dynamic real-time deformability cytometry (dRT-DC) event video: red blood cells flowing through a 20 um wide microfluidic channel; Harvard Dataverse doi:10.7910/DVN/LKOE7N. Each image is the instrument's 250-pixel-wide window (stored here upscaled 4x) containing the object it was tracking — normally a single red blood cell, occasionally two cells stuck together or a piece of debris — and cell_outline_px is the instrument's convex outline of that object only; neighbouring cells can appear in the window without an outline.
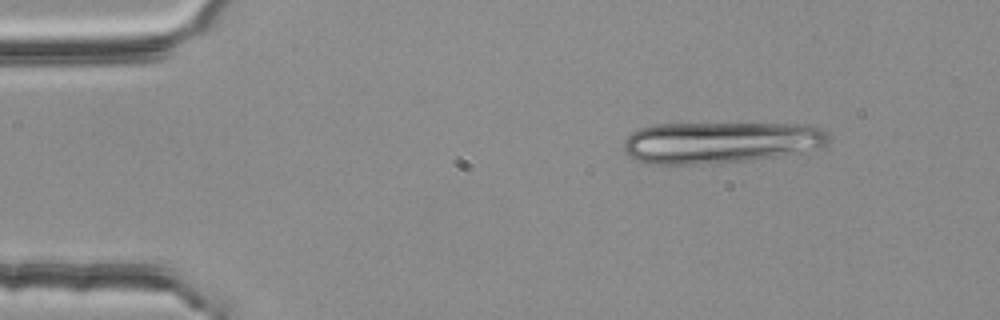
{"species": "common noctule bat (a hibernating species)", "species_latin": "Nyctalus noctula", "temperature_condition": "room temperature", "stored_images_in_passage": 3, "camera_frame_rate_fps": 3000, "um_per_image_px": 0.085, "animal": {"sex": "female", "body_mass_g": 25.1}, "frame": {"image": 1, "passage_image": 1, "time_ms": 0.0, "image_size_px": [1000, 320], "cell_outline_px": [[832, 136], [820, 148], [800, 152], [776, 156], [748, 160], [704, 164], [648, 164], [636, 160], [624, 152], [624, 140], [632, 132], [640, 128], [652, 124], [808, 124], [820, 128]], "centroid_in_image_um": [61.21, 12.1], "position_along_channel_um": 23.8, "area_um2": 49.65}}